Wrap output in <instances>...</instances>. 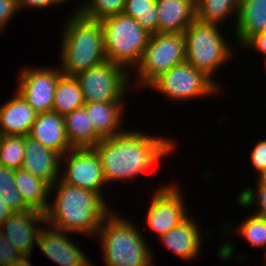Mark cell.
I'll list each match as a JSON object with an SVG mask.
<instances>
[{"instance_id":"18","label":"cell","mask_w":266,"mask_h":266,"mask_svg":"<svg viewBox=\"0 0 266 266\" xmlns=\"http://www.w3.org/2000/svg\"><path fill=\"white\" fill-rule=\"evenodd\" d=\"M15 92L0 105V132L1 135L27 136L38 113L20 93Z\"/></svg>"},{"instance_id":"9","label":"cell","mask_w":266,"mask_h":266,"mask_svg":"<svg viewBox=\"0 0 266 266\" xmlns=\"http://www.w3.org/2000/svg\"><path fill=\"white\" fill-rule=\"evenodd\" d=\"M75 77L87 103L124 102L125 94L130 92L131 74L121 65L108 60Z\"/></svg>"},{"instance_id":"27","label":"cell","mask_w":266,"mask_h":266,"mask_svg":"<svg viewBox=\"0 0 266 266\" xmlns=\"http://www.w3.org/2000/svg\"><path fill=\"white\" fill-rule=\"evenodd\" d=\"M15 170L0 165V199L6 203L12 212L29 211L20 191L15 186Z\"/></svg>"},{"instance_id":"28","label":"cell","mask_w":266,"mask_h":266,"mask_svg":"<svg viewBox=\"0 0 266 266\" xmlns=\"http://www.w3.org/2000/svg\"><path fill=\"white\" fill-rule=\"evenodd\" d=\"M124 7L125 0H85L76 7L75 12L88 19L102 21L122 14Z\"/></svg>"},{"instance_id":"13","label":"cell","mask_w":266,"mask_h":266,"mask_svg":"<svg viewBox=\"0 0 266 266\" xmlns=\"http://www.w3.org/2000/svg\"><path fill=\"white\" fill-rule=\"evenodd\" d=\"M47 226H43L40 229L37 238V246L44 253V256L59 266L92 265V261L89 258L87 259L84 249L80 248L77 242L74 243L73 239L69 238L70 233Z\"/></svg>"},{"instance_id":"25","label":"cell","mask_w":266,"mask_h":266,"mask_svg":"<svg viewBox=\"0 0 266 266\" xmlns=\"http://www.w3.org/2000/svg\"><path fill=\"white\" fill-rule=\"evenodd\" d=\"M196 19L204 23L220 25L230 17L237 22L240 0H195ZM233 15V16H232ZM230 16V17H229Z\"/></svg>"},{"instance_id":"10","label":"cell","mask_w":266,"mask_h":266,"mask_svg":"<svg viewBox=\"0 0 266 266\" xmlns=\"http://www.w3.org/2000/svg\"><path fill=\"white\" fill-rule=\"evenodd\" d=\"M60 180L106 198L102 163L94 148H73L61 156Z\"/></svg>"},{"instance_id":"23","label":"cell","mask_w":266,"mask_h":266,"mask_svg":"<svg viewBox=\"0 0 266 266\" xmlns=\"http://www.w3.org/2000/svg\"><path fill=\"white\" fill-rule=\"evenodd\" d=\"M63 118L66 135L73 148H93L102 139L93 129L84 107L75 109Z\"/></svg>"},{"instance_id":"16","label":"cell","mask_w":266,"mask_h":266,"mask_svg":"<svg viewBox=\"0 0 266 266\" xmlns=\"http://www.w3.org/2000/svg\"><path fill=\"white\" fill-rule=\"evenodd\" d=\"M188 217L181 224L172 228L162 235L159 240L164 246L179 258L185 261H192L199 258L202 249L203 233L199 229L195 218Z\"/></svg>"},{"instance_id":"6","label":"cell","mask_w":266,"mask_h":266,"mask_svg":"<svg viewBox=\"0 0 266 266\" xmlns=\"http://www.w3.org/2000/svg\"><path fill=\"white\" fill-rule=\"evenodd\" d=\"M101 22L106 59L130 74L140 64L151 34L136 19L123 13Z\"/></svg>"},{"instance_id":"36","label":"cell","mask_w":266,"mask_h":266,"mask_svg":"<svg viewBox=\"0 0 266 266\" xmlns=\"http://www.w3.org/2000/svg\"><path fill=\"white\" fill-rule=\"evenodd\" d=\"M241 48L255 49L263 56H266V32L252 36Z\"/></svg>"},{"instance_id":"30","label":"cell","mask_w":266,"mask_h":266,"mask_svg":"<svg viewBox=\"0 0 266 266\" xmlns=\"http://www.w3.org/2000/svg\"><path fill=\"white\" fill-rule=\"evenodd\" d=\"M234 231H237L236 233L241 235L251 247H261L266 251V218L251 213Z\"/></svg>"},{"instance_id":"4","label":"cell","mask_w":266,"mask_h":266,"mask_svg":"<svg viewBox=\"0 0 266 266\" xmlns=\"http://www.w3.org/2000/svg\"><path fill=\"white\" fill-rule=\"evenodd\" d=\"M136 225L116 211L101 223L96 235L105 266H154L153 251Z\"/></svg>"},{"instance_id":"2","label":"cell","mask_w":266,"mask_h":266,"mask_svg":"<svg viewBox=\"0 0 266 266\" xmlns=\"http://www.w3.org/2000/svg\"><path fill=\"white\" fill-rule=\"evenodd\" d=\"M51 194L55 196L53 199ZM50 197L44 212L46 225L70 234L97 237L101 223L112 212L100 194L60 179L51 186Z\"/></svg>"},{"instance_id":"31","label":"cell","mask_w":266,"mask_h":266,"mask_svg":"<svg viewBox=\"0 0 266 266\" xmlns=\"http://www.w3.org/2000/svg\"><path fill=\"white\" fill-rule=\"evenodd\" d=\"M256 188L246 187L242 191H240L237 200V203L240 205L239 207H252L256 209L254 210V214L266 218V186L259 185L256 182Z\"/></svg>"},{"instance_id":"24","label":"cell","mask_w":266,"mask_h":266,"mask_svg":"<svg viewBox=\"0 0 266 266\" xmlns=\"http://www.w3.org/2000/svg\"><path fill=\"white\" fill-rule=\"evenodd\" d=\"M84 105L85 100L78 79L62 73L55 87L52 111L64 116Z\"/></svg>"},{"instance_id":"3","label":"cell","mask_w":266,"mask_h":266,"mask_svg":"<svg viewBox=\"0 0 266 266\" xmlns=\"http://www.w3.org/2000/svg\"><path fill=\"white\" fill-rule=\"evenodd\" d=\"M67 21V22H66ZM63 24L59 52V69L76 76L107 61L101 22L74 12Z\"/></svg>"},{"instance_id":"21","label":"cell","mask_w":266,"mask_h":266,"mask_svg":"<svg viewBox=\"0 0 266 266\" xmlns=\"http://www.w3.org/2000/svg\"><path fill=\"white\" fill-rule=\"evenodd\" d=\"M235 30L240 48L252 36L266 32V0H240Z\"/></svg>"},{"instance_id":"34","label":"cell","mask_w":266,"mask_h":266,"mask_svg":"<svg viewBox=\"0 0 266 266\" xmlns=\"http://www.w3.org/2000/svg\"><path fill=\"white\" fill-rule=\"evenodd\" d=\"M17 0H0V32H3L10 22L19 13Z\"/></svg>"},{"instance_id":"1","label":"cell","mask_w":266,"mask_h":266,"mask_svg":"<svg viewBox=\"0 0 266 266\" xmlns=\"http://www.w3.org/2000/svg\"><path fill=\"white\" fill-rule=\"evenodd\" d=\"M173 139L127 130L101 139L93 148L99 154L106 184L136 180L174 152ZM162 159V160H161ZM141 174V175H140Z\"/></svg>"},{"instance_id":"20","label":"cell","mask_w":266,"mask_h":266,"mask_svg":"<svg viewBox=\"0 0 266 266\" xmlns=\"http://www.w3.org/2000/svg\"><path fill=\"white\" fill-rule=\"evenodd\" d=\"M124 106H126L124 102H85L83 107L89 113L93 129L103 139L126 131L121 128L125 113Z\"/></svg>"},{"instance_id":"39","label":"cell","mask_w":266,"mask_h":266,"mask_svg":"<svg viewBox=\"0 0 266 266\" xmlns=\"http://www.w3.org/2000/svg\"><path fill=\"white\" fill-rule=\"evenodd\" d=\"M256 177L255 179L259 185L266 186V169L262 170Z\"/></svg>"},{"instance_id":"19","label":"cell","mask_w":266,"mask_h":266,"mask_svg":"<svg viewBox=\"0 0 266 266\" xmlns=\"http://www.w3.org/2000/svg\"><path fill=\"white\" fill-rule=\"evenodd\" d=\"M158 33H182L196 19L195 0H156Z\"/></svg>"},{"instance_id":"8","label":"cell","mask_w":266,"mask_h":266,"mask_svg":"<svg viewBox=\"0 0 266 266\" xmlns=\"http://www.w3.org/2000/svg\"><path fill=\"white\" fill-rule=\"evenodd\" d=\"M147 88L178 102L215 97L221 92L209 77L186 61L162 73Z\"/></svg>"},{"instance_id":"11","label":"cell","mask_w":266,"mask_h":266,"mask_svg":"<svg viewBox=\"0 0 266 266\" xmlns=\"http://www.w3.org/2000/svg\"><path fill=\"white\" fill-rule=\"evenodd\" d=\"M178 185L176 182L159 185L150 199L145 223L150 227L149 232L154 231L159 238L191 216Z\"/></svg>"},{"instance_id":"5","label":"cell","mask_w":266,"mask_h":266,"mask_svg":"<svg viewBox=\"0 0 266 266\" xmlns=\"http://www.w3.org/2000/svg\"><path fill=\"white\" fill-rule=\"evenodd\" d=\"M220 27L195 19L184 32V36L186 62L203 72L220 89H224L213 77L221 66L231 61L236 50L226 41L228 39L224 38L225 35L221 34Z\"/></svg>"},{"instance_id":"22","label":"cell","mask_w":266,"mask_h":266,"mask_svg":"<svg viewBox=\"0 0 266 266\" xmlns=\"http://www.w3.org/2000/svg\"><path fill=\"white\" fill-rule=\"evenodd\" d=\"M14 181L25 203L31 209L44 213L50 201L51 185L21 168L15 170Z\"/></svg>"},{"instance_id":"37","label":"cell","mask_w":266,"mask_h":266,"mask_svg":"<svg viewBox=\"0 0 266 266\" xmlns=\"http://www.w3.org/2000/svg\"><path fill=\"white\" fill-rule=\"evenodd\" d=\"M12 210H10L6 203H4L0 199V225L12 214Z\"/></svg>"},{"instance_id":"40","label":"cell","mask_w":266,"mask_h":266,"mask_svg":"<svg viewBox=\"0 0 266 266\" xmlns=\"http://www.w3.org/2000/svg\"><path fill=\"white\" fill-rule=\"evenodd\" d=\"M59 3H60V5H61V3H62V5H63V3L65 4L66 2H68V1H70V0H57Z\"/></svg>"},{"instance_id":"15","label":"cell","mask_w":266,"mask_h":266,"mask_svg":"<svg viewBox=\"0 0 266 266\" xmlns=\"http://www.w3.org/2000/svg\"><path fill=\"white\" fill-rule=\"evenodd\" d=\"M24 159L21 169L47 181L51 186L60 179L61 155L40 142L25 136Z\"/></svg>"},{"instance_id":"12","label":"cell","mask_w":266,"mask_h":266,"mask_svg":"<svg viewBox=\"0 0 266 266\" xmlns=\"http://www.w3.org/2000/svg\"><path fill=\"white\" fill-rule=\"evenodd\" d=\"M59 67H24L18 76V89L27 103L39 114L53 108L54 92L59 76Z\"/></svg>"},{"instance_id":"32","label":"cell","mask_w":266,"mask_h":266,"mask_svg":"<svg viewBox=\"0 0 266 266\" xmlns=\"http://www.w3.org/2000/svg\"><path fill=\"white\" fill-rule=\"evenodd\" d=\"M250 162L256 174L266 169V139H258L250 153Z\"/></svg>"},{"instance_id":"7","label":"cell","mask_w":266,"mask_h":266,"mask_svg":"<svg viewBox=\"0 0 266 266\" xmlns=\"http://www.w3.org/2000/svg\"><path fill=\"white\" fill-rule=\"evenodd\" d=\"M185 61L184 34H151L140 64L131 73V85L146 88L162 73Z\"/></svg>"},{"instance_id":"38","label":"cell","mask_w":266,"mask_h":266,"mask_svg":"<svg viewBox=\"0 0 266 266\" xmlns=\"http://www.w3.org/2000/svg\"><path fill=\"white\" fill-rule=\"evenodd\" d=\"M30 257V255H23L21 258L17 259L9 266H33Z\"/></svg>"},{"instance_id":"29","label":"cell","mask_w":266,"mask_h":266,"mask_svg":"<svg viewBox=\"0 0 266 266\" xmlns=\"http://www.w3.org/2000/svg\"><path fill=\"white\" fill-rule=\"evenodd\" d=\"M25 136L2 135L0 139V165L18 170L24 159Z\"/></svg>"},{"instance_id":"35","label":"cell","mask_w":266,"mask_h":266,"mask_svg":"<svg viewBox=\"0 0 266 266\" xmlns=\"http://www.w3.org/2000/svg\"><path fill=\"white\" fill-rule=\"evenodd\" d=\"M19 10L22 11L26 8L28 9H47V7L51 6H59V2L57 0H17Z\"/></svg>"},{"instance_id":"14","label":"cell","mask_w":266,"mask_h":266,"mask_svg":"<svg viewBox=\"0 0 266 266\" xmlns=\"http://www.w3.org/2000/svg\"><path fill=\"white\" fill-rule=\"evenodd\" d=\"M39 224H41L39 226ZM45 225V216L39 210L30 209L24 212H13L1 225L0 233L4 235L9 243L22 255L33 253L34 246L41 226Z\"/></svg>"},{"instance_id":"33","label":"cell","mask_w":266,"mask_h":266,"mask_svg":"<svg viewBox=\"0 0 266 266\" xmlns=\"http://www.w3.org/2000/svg\"><path fill=\"white\" fill-rule=\"evenodd\" d=\"M23 255L0 233V266H9Z\"/></svg>"},{"instance_id":"17","label":"cell","mask_w":266,"mask_h":266,"mask_svg":"<svg viewBox=\"0 0 266 266\" xmlns=\"http://www.w3.org/2000/svg\"><path fill=\"white\" fill-rule=\"evenodd\" d=\"M27 136L61 156L73 149L66 135L63 116L53 111L37 114Z\"/></svg>"},{"instance_id":"26","label":"cell","mask_w":266,"mask_h":266,"mask_svg":"<svg viewBox=\"0 0 266 266\" xmlns=\"http://www.w3.org/2000/svg\"><path fill=\"white\" fill-rule=\"evenodd\" d=\"M123 14L136 19L150 34L158 33L156 0H125Z\"/></svg>"}]
</instances>
